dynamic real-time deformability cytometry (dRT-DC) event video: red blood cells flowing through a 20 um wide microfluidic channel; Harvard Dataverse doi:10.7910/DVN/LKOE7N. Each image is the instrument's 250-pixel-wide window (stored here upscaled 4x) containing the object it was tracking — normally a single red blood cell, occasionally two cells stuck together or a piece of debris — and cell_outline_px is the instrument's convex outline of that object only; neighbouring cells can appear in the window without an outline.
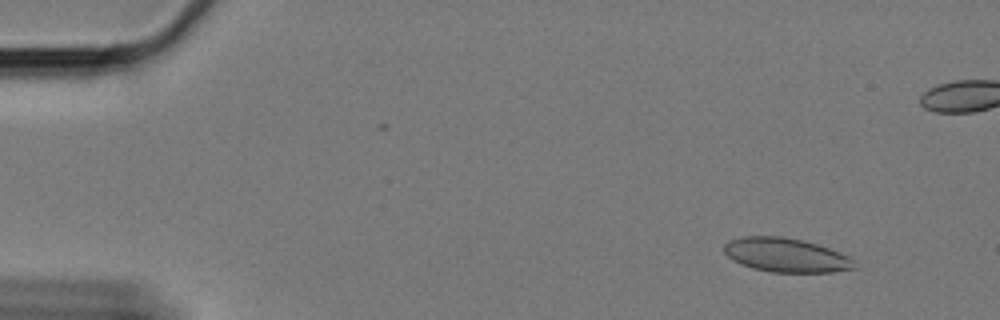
{"species": "Egyptian fruit bat (a non-hibernating species)", "species_latin": "Rousettus aegyptiacus", "temperature_condition": "cold", "stored_images_in_passage": 61, "camera_frame_rate_fps": 3000, "um_per_image_px": 0.085, "animal": {"sex": "female"}, "frame": {"image": 1, "passage_image": 6, "time_ms": 1.667, "image_size_px": [1000, 320], "cell_outline_px": [[856, 268], [832, 272], [772, 272], [752, 268], [740, 264], [732, 260], [724, 252], [724, 244], [728, 240], [740, 236], [780, 236], [800, 240], [816, 244], [828, 248], [848, 256], [852, 260]], "centroid_in_image_um": [66.74, 21.68], "position_along_channel_um": 18.3, "area_um2": 25.72}}
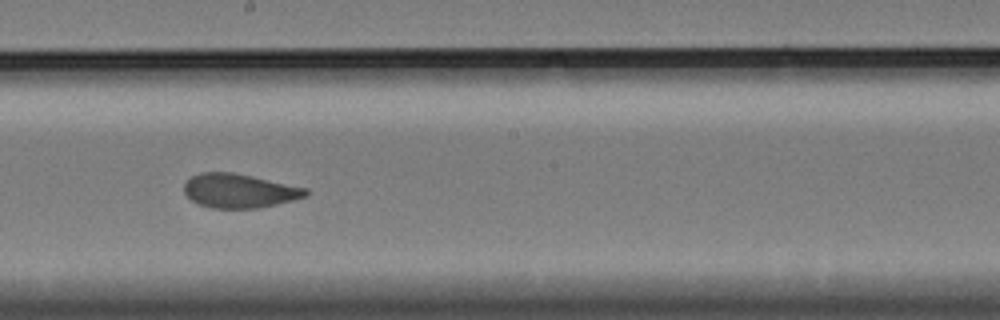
{"frame": {"image": 2, "passage_image": 34, "time_ms": 11.0, "image_size_px": [1000, 320], "cell_outline_px": [[308, 196], [260, 208], [212, 208], [200, 204], [192, 200], [184, 192], [184, 184], [192, 176], [200, 172], [232, 172], [252, 176], [308, 188]], "centroid_in_image_um": [20.35, 16.21], "position_along_channel_um": 227.8, "area_um2": 24.04}}
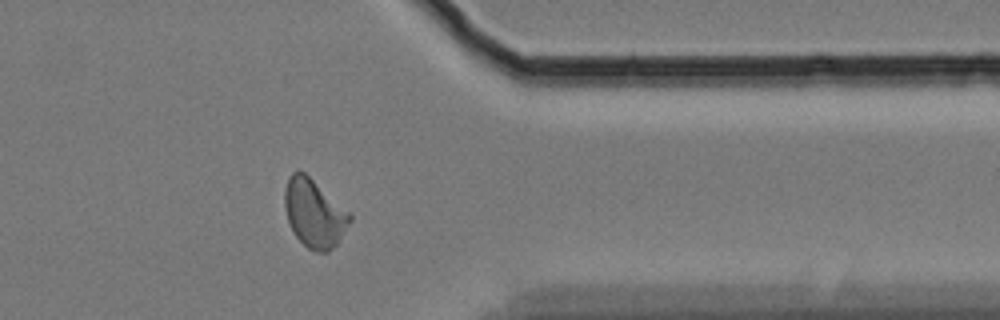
{"frame": {"image": 3, "passage_image": 49, "time_ms": 16.0, "image_size_px": [1000, 320], "cell_outline_px": [[352, 220], [336, 244], [328, 252], [316, 252], [308, 248], [296, 236], [288, 220], [284, 204], [284, 188], [292, 172], [304, 172], [352, 212]], "centroid_in_image_um": [26.74, 18.12], "position_along_channel_um": 384.7, "area_um2": 25.84}, "authors_computed_cell_mechanics": {"area_um2": 24.854, "velocity_mm_per_s": 3.3241, "shape_relaxation_time_tau1_ms": 9.9695, "shape_relaxation_time_tau2_ms": 1.2957, "deformation_change_tau1": 0.1699, "deformation_change_tau2": 0.0498}}